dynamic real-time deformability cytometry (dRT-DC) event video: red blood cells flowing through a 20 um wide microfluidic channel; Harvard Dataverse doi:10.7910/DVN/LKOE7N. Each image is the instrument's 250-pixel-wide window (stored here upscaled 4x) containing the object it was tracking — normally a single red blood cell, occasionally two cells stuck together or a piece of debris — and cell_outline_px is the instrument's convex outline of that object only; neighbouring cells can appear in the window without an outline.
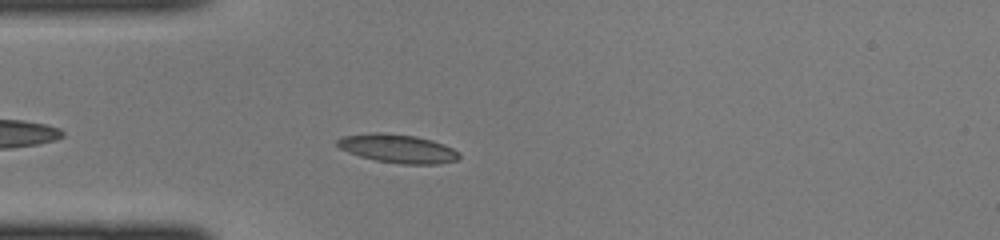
{"species": "common noctule bat (a hibernating species)", "species_latin": "Nyctalus noctula", "temperature_condition": "cold", "stored_images_in_passage": 30, "camera_frame_rate_fps": 3000, "um_per_image_px": 0.085, "animal": {"sex": "female", "body_mass_g": 22.0, "forearm_length_mm": 56.7}, "frame": {"image": 1, "passage_image": 4, "time_ms": 1.0, "image_size_px": [1000, 240], "cell_outline_px": [[460, 156], [456, 160], [436, 164], [400, 164], [376, 160], [360, 156], [348, 152], [340, 148], [336, 144], [336, 140], [344, 136], [372, 132], [380, 132], [416, 136], [432, 140], [444, 144], [460, 152]], "centroid_in_image_um": [33.81, 12.62], "position_along_channel_um": 51.2, "area_um2": 20.29}}
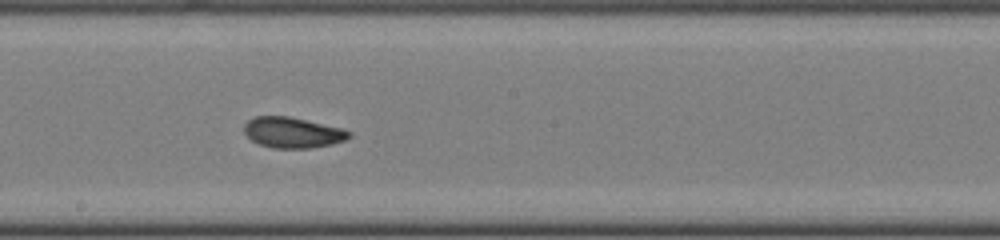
{"frame": {"image": 2, "passage_image": 16, "time_ms": 5.0, "image_size_px": [1000, 240], "cell_outline_px": [[352, 136], [344, 140], [332, 144], [312, 148], [272, 148], [260, 144], [252, 140], [244, 132], [244, 124], [248, 120], [256, 116], [288, 116], [344, 128], [352, 132]], "centroid_in_image_um": [24.9, 11.26], "position_along_channel_um": 223.3, "area_um2": 18.84}}
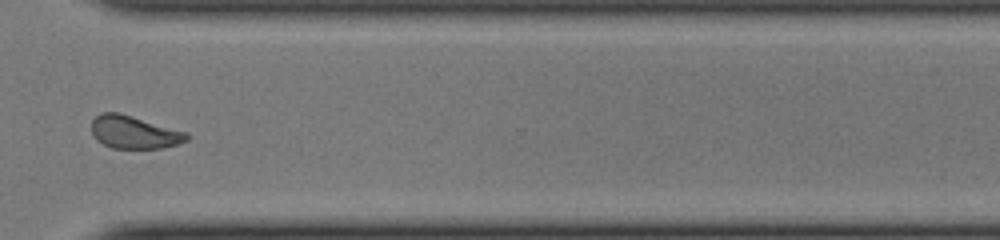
{"frame": {"image": 3, "passage_image": 25, "time_ms": 8.0, "image_size_px": [1000, 240], "cell_outline_px": [[188, 140], [176, 144], [160, 148], [112, 148], [96, 140], [92, 136], [92, 120], [100, 112], [120, 112], [188, 132]], "centroid_in_image_um": [11.38, 11.22], "position_along_channel_um": 359.2, "area_um2": 18.32}}